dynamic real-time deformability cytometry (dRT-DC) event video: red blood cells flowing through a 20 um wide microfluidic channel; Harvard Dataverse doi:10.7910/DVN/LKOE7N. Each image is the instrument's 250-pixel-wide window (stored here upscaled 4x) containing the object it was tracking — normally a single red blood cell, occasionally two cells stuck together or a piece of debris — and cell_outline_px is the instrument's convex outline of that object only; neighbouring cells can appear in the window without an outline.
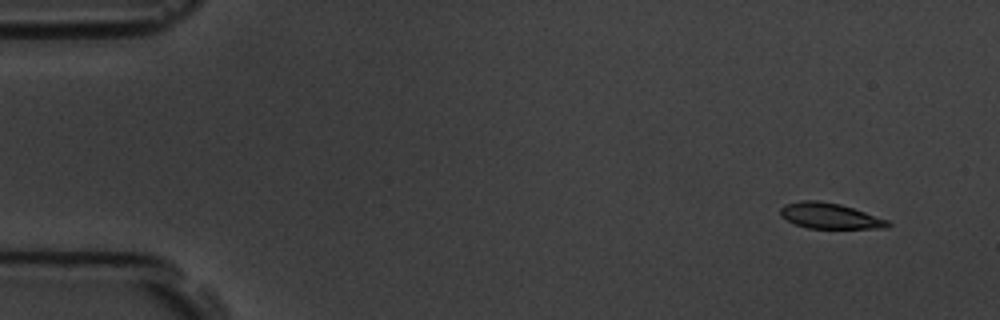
{"species": "common noctule bat (a hibernating species)", "species_latin": "Nyctalus noctula", "temperature_condition": "room temperature", "stored_images_in_passage": 5, "camera_frame_rate_fps": 3000, "um_per_image_px": 0.085, "animal": {"sex": "male", "body_mass_g": 19.5, "forearm_length_mm": 54.6}, "frame": {"image": 1, "passage_image": 1, "time_ms": 0.0, "image_size_px": [1000, 320], "cell_outline_px": [[892, 224], [888, 228], [808, 228], [796, 224], [780, 216], [780, 208], [784, 204], [800, 200], [816, 200], [840, 204], [888, 220]], "centroid_in_image_um": [70.51, 18.34], "position_along_channel_um": 14.5, "area_um2": 15.95}}
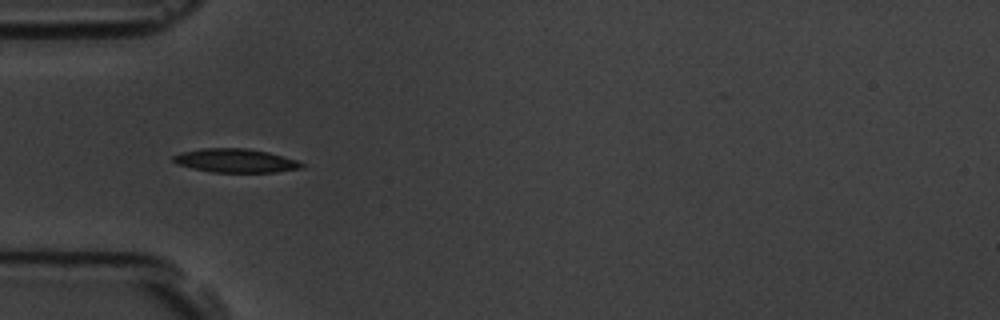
{"frame": {"image": 2, "passage_image": 4, "time_ms": 4.333, "image_size_px": [1000, 320], "cell_outline_px": [[308, 164], [304, 168], [276, 172], [212, 172], [192, 168], [176, 164], [172, 160], [172, 156], [184, 152], [200, 148], [248, 148], [268, 152], [296, 160]], "centroid_in_image_um": [20.06, 13.65], "position_along_channel_um": 64.9, "area_um2": 17.86}}
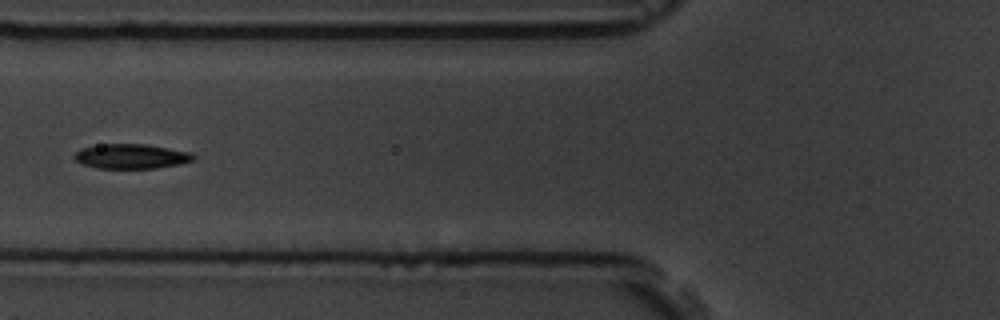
{"frame": {"image": 3, "passage_image": 5, "time_ms": 5.667, "image_size_px": [1000, 320], "cell_outline_px": [[196, 160], [180, 164], [156, 168], [96, 168], [84, 164], [76, 160], [72, 156], [80, 148], [100, 144], [144, 144], [192, 152], [196, 156]], "centroid_in_image_um": [11.18, 13.28], "position_along_channel_um": 114.6, "area_um2": 17.22}}